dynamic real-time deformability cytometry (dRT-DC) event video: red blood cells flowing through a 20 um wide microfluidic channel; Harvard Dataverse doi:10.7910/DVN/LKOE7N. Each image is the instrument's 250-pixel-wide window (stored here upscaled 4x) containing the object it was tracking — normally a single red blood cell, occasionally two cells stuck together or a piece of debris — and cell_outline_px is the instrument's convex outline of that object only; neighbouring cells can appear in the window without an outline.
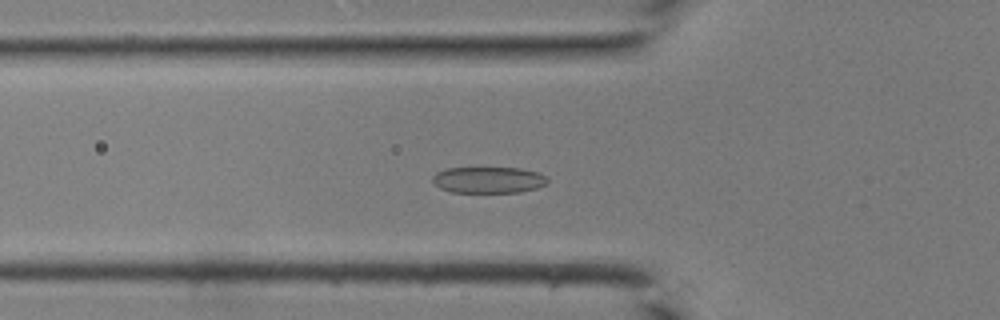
{"species": "common noctule bat (a hibernating species)", "species_latin": "Nyctalus noctula", "temperature_condition": "room temperature", "stored_images_in_passage": 43, "camera_frame_rate_fps": 3000, "um_per_image_px": 0.085, "animal": {"sex": "male", "body_mass_g": 19.0, "forearm_length_mm": 50.8}, "frame": {"image": 1, "passage_image": 14, "time_ms": 4.333, "image_size_px": [1000, 320], "cell_outline_px": [[548, 184], [536, 188], [520, 192], [452, 192], [440, 188], [432, 180], [432, 176], [436, 172], [444, 168], [520, 168], [540, 172], [548, 176]], "centroid_in_image_um": [41.56, 15.28], "position_along_channel_um": 84.2, "area_um2": 17.8}}
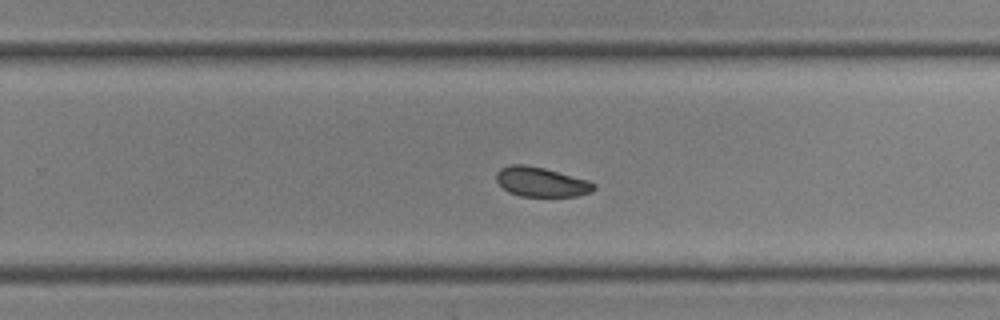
{"frame": {"image": 2, "passage_image": 27, "time_ms": 8.667, "image_size_px": [1000, 320], "cell_outline_px": [[596, 188], [592, 192], [576, 196], [520, 196], [508, 192], [496, 180], [496, 172], [500, 168], [512, 164], [524, 164], [544, 168], [588, 180], [596, 184]], "centroid_in_image_um": [46.01, 15.46], "position_along_channel_um": 283.8, "area_um2": 16.82}}
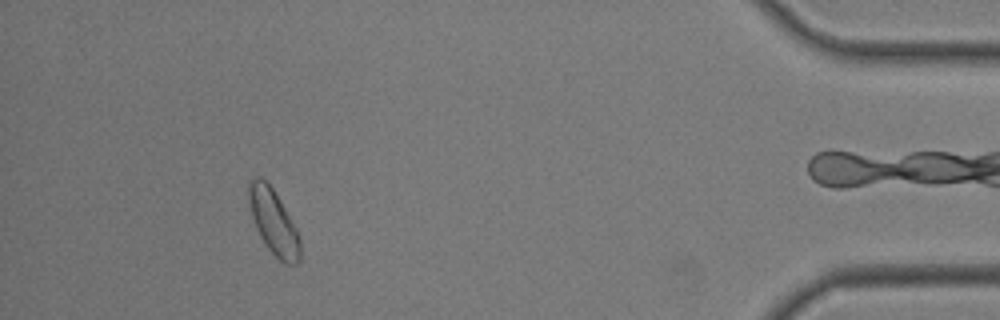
{"frame": {"image": 3, "passage_image": 39, "time_ms": 12.667, "image_size_px": [1000, 320], "cell_outline_px": [[300, 260], [296, 264], [284, 264], [268, 248], [260, 236], [256, 228], [252, 216], [248, 200], [248, 180], [252, 176], [260, 176], [272, 188], [280, 200], [296, 228], [300, 240]], "centroid_in_image_um": [23.23, 18.84], "position_along_channel_um": 412.0, "area_um2": 19.36}}